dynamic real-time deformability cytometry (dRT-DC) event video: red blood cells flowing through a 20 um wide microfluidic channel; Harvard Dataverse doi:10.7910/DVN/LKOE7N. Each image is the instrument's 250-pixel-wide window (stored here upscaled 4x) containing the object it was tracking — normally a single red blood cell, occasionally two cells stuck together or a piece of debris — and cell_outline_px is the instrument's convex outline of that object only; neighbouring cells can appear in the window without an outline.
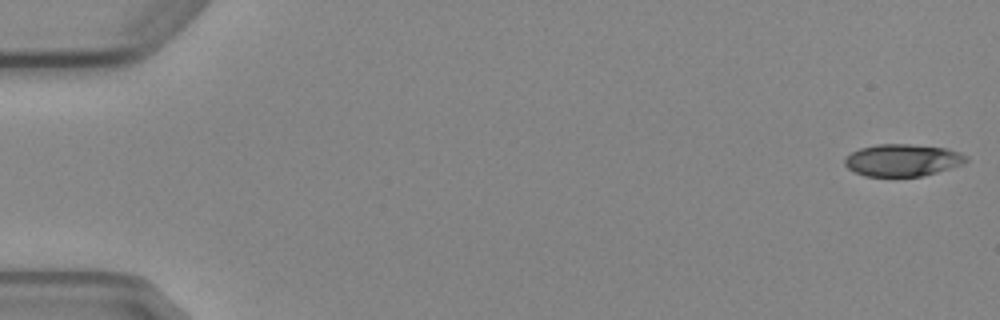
{"species": "Egyptian fruit bat (a non-hibernating species)", "species_latin": "Rousettus aegyptiacus", "temperature_condition": "cold", "stored_images_in_passage": 6, "camera_frame_rate_fps": 3000, "um_per_image_px": 0.085, "animal": {"sex": "female"}, "frame": {"image": 1, "passage_image": 1, "time_ms": 0.0, "image_size_px": [1000, 320], "cell_outline_px": [[968, 160], [960, 164], [936, 172], [920, 176], [864, 176], [848, 168], [844, 164], [844, 160], [852, 152], [860, 148], [876, 144], [912, 144], [944, 148], [960, 152], [968, 156]], "centroid_in_image_um": [76.69, 13.6], "position_along_channel_um": 8.3, "area_um2": 22.48}}
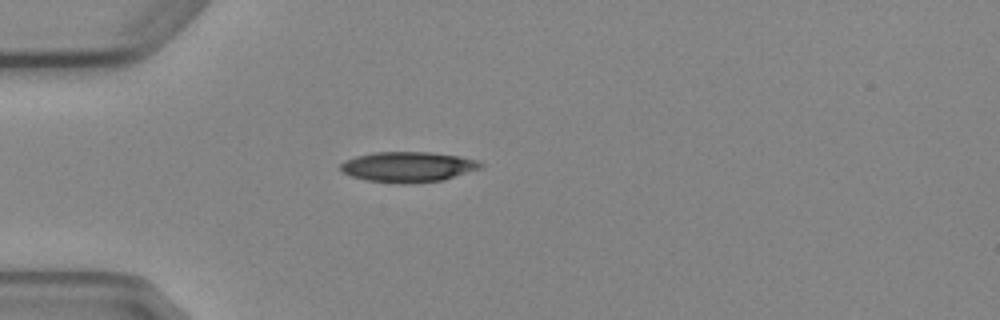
{"frame": {"image": 2, "passage_image": 5, "time_ms": 4.667, "image_size_px": [1000, 320], "cell_outline_px": [[484, 164], [480, 168], [444, 180], [412, 184], [396, 184], [364, 180], [340, 172], [340, 164], [344, 160], [356, 156], [372, 152], [432, 152], [460, 156], [480, 160]], "centroid_in_image_um": [34.67, 14.19], "position_along_channel_um": 50.3, "area_um2": 25.26}}